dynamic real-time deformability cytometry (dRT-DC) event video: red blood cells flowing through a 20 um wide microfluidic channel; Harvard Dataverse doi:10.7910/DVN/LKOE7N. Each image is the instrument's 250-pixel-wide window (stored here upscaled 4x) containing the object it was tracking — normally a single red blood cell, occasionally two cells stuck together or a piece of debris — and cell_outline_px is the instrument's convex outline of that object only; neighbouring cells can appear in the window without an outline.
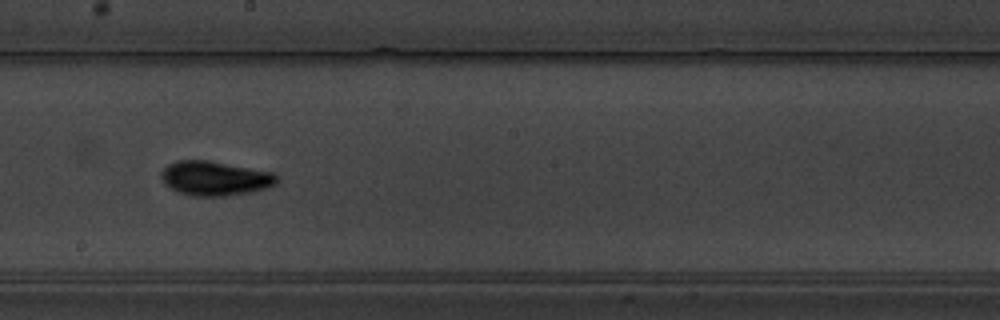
{"species": "common noctule bat (a hibernating species)", "species_latin": "Nyctalus noctula", "temperature_condition": "warm", "stored_images_in_passage": 22, "camera_frame_rate_fps": 3000, "um_per_image_px": 0.085, "animal": {"sex": "male", "body_mass_g": 19.5, "forearm_length_mm": 54.6}, "frame": {"image": 1, "passage_image": 16, "time_ms": 5.0, "image_size_px": [1000, 320], "cell_outline_px": [[276, 184], [264, 188], [248, 192], [224, 196], [192, 196], [180, 192], [164, 184], [160, 176], [160, 172], [168, 164], [176, 160], [208, 160], [272, 172], [276, 176]], "centroid_in_image_um": [18.21, 15.15], "position_along_channel_um": 230.0, "area_um2": 22.95}}